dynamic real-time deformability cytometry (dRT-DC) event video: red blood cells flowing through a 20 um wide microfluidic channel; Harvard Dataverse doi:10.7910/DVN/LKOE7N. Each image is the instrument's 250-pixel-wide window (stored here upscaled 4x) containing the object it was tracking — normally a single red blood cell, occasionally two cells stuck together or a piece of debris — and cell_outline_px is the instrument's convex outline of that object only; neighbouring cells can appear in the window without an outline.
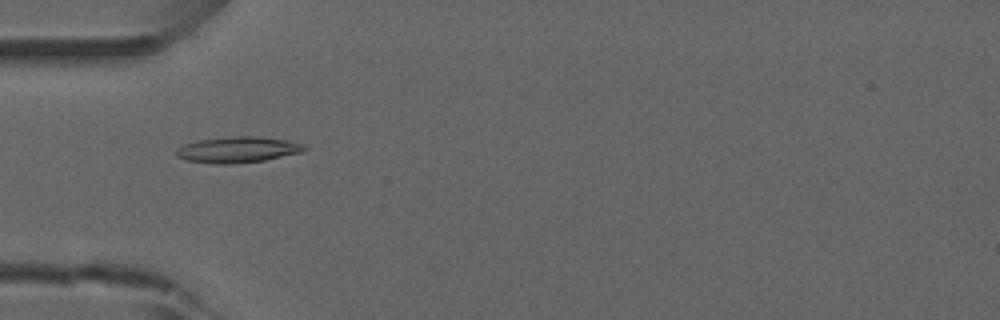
{"species": "common noctule bat (a hibernating species)", "species_latin": "Nyctalus noctula", "temperature_condition": "room temperature", "stored_images_in_passage": 43, "camera_frame_rate_fps": 3000, "um_per_image_px": 0.085, "animal": {"sex": "male", "forearm_length_mm": 52.5}, "frame": {"image": 1, "passage_image": 7, "time_ms": 2.0, "image_size_px": [1000, 320], "cell_outline_px": [[308, 148], [304, 152], [264, 160], [228, 164], [216, 164], [188, 160], [176, 156], [176, 148], [184, 144], [200, 140], [232, 136], [256, 136], [288, 140], [304, 144]], "centroid_in_image_um": [20.25, 12.71], "position_along_channel_um": 64.8, "area_um2": 19.36}}
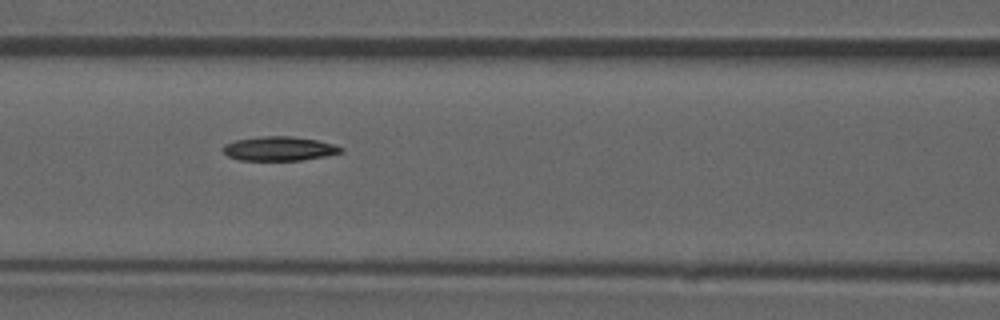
{"frame": {"image": 2, "passage_image": 13, "time_ms": 4.0, "image_size_px": [1000, 320], "cell_outline_px": [[344, 152], [324, 156], [300, 160], [240, 160], [228, 156], [224, 152], [224, 144], [236, 140], [260, 136], [292, 136], [316, 140], [332, 144], [344, 148]], "centroid_in_image_um": [23.74, 12.63], "position_along_channel_um": 142.9, "area_um2": 16.47}}